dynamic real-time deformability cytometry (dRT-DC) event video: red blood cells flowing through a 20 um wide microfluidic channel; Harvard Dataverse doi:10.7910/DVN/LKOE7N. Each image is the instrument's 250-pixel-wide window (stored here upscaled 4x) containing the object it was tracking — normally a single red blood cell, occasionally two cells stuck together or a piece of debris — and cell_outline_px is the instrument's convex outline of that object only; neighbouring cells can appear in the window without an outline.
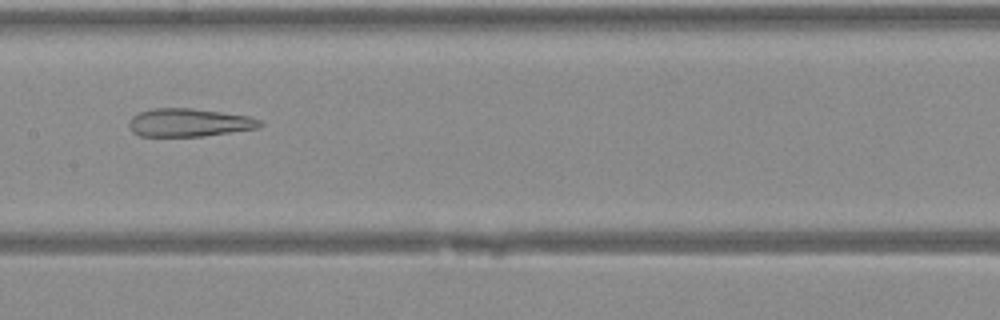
{"species": "Egyptian fruit bat (a non-hibernating species)", "species_latin": "Rousettus aegyptiacus", "temperature_condition": "warm", "stored_images_in_passage": 43, "camera_frame_rate_fps": 3000, "um_per_image_px": 0.085, "animal": {"sex": "female"}, "frame": {"image": 1, "passage_image": 23, "time_ms": 7.333, "image_size_px": [1000, 320], "cell_outline_px": [[264, 124], [256, 128], [204, 136], [140, 136], [132, 132], [128, 124], [128, 120], [132, 116], [140, 112], [152, 108], [192, 108], [248, 116], [260, 120]], "centroid_in_image_um": [16.02, 10.42], "position_along_channel_um": 191.4, "area_um2": 21.39}}
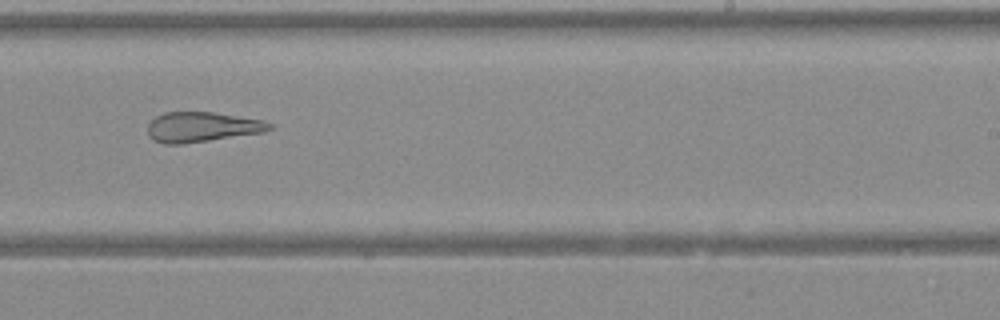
{"frame": {"image": 2, "passage_image": 28, "time_ms": 9.0, "image_size_px": [1000, 320], "cell_outline_px": [[272, 128], [264, 132], [180, 144], [164, 144], [156, 140], [148, 132], [148, 124], [156, 116], [164, 112], [212, 112], [260, 120], [272, 124]], "centroid_in_image_um": [17.15, 10.79], "position_along_channel_um": 271.9, "area_um2": 20.81}}
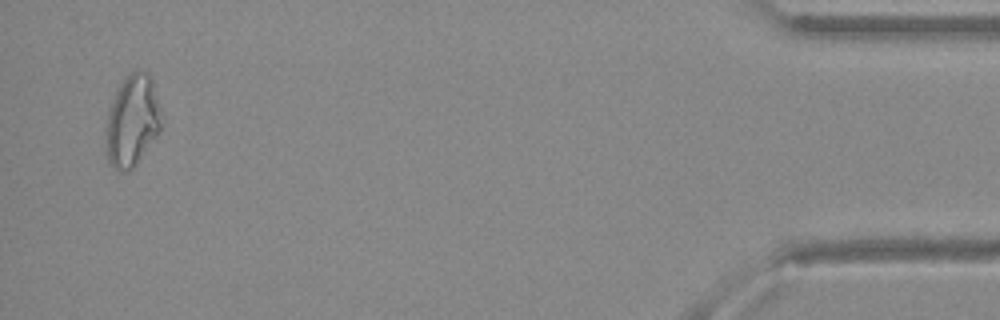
{"frame": {"image": 3, "passage_image": 42, "time_ms": 13.667, "image_size_px": [1000, 320], "cell_outline_px": [[160, 132], [136, 164], [132, 168], [124, 172], [120, 172], [108, 160], [108, 112], [116, 92], [120, 84], [136, 68], [148, 72], [152, 80], [160, 108]], "centroid_in_image_um": [11.28, 10.24], "position_along_channel_um": 423.9, "area_um2": 28.73}}